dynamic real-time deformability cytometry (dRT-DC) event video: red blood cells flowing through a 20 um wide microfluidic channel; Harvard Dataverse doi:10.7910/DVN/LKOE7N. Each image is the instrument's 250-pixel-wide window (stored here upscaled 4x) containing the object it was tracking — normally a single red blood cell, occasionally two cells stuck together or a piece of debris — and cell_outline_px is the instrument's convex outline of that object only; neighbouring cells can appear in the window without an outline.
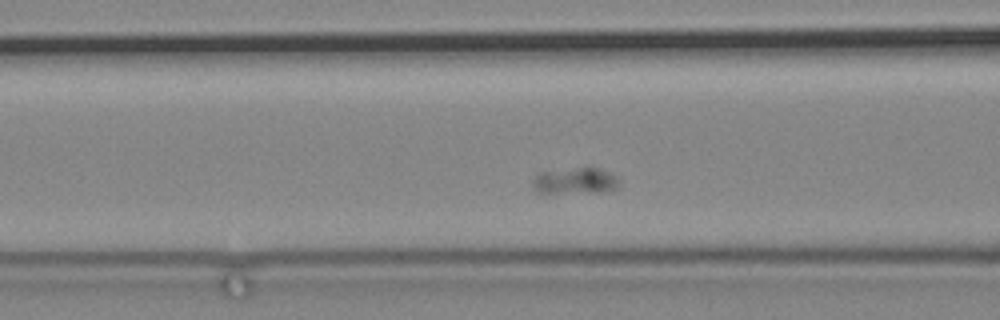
{"species": "common noctule bat (a hibernating species)", "species_latin": "Nyctalus noctula", "temperature_condition": "cold", "stored_images_in_passage": 52, "camera_frame_rate_fps": 3000, "um_per_image_px": 0.085, "animal": {"sex": "male", "body_mass_g": 19.2, "forearm_length_mm": 51.8}, "frame": {"image": 1, "passage_image": 8, "time_ms": 2.333, "image_size_px": [1000, 320], "cell_outline_px": [[620, 188], [600, 192], [536, 192], [532, 188], [532, 180], [540, 172], [580, 168], [596, 168], [608, 172], [616, 176], [620, 180]], "centroid_in_image_um": [48.92, 15.38], "position_along_channel_um": 117.7, "area_um2": 13.06}}
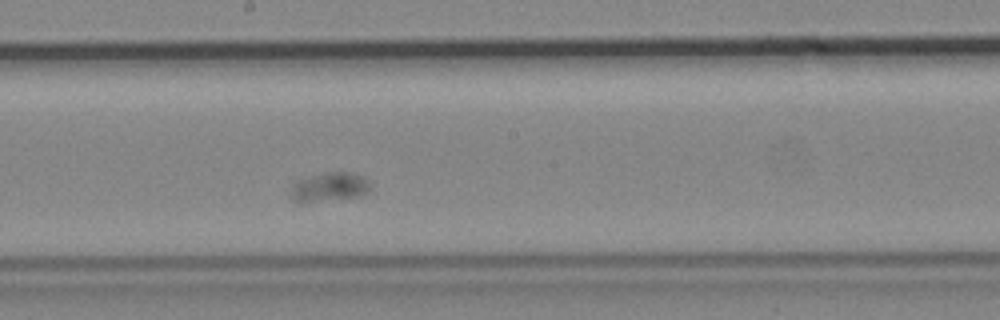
{"frame": {"image": 2, "passage_image": 19, "time_ms": 6.0, "image_size_px": [1000, 320], "cell_outline_px": [[368, 192], [360, 196], [300, 204], [292, 200], [288, 192], [300, 180], [312, 176], [328, 172], [348, 172], [364, 176], [368, 180]], "centroid_in_image_um": [27.97, 15.93], "position_along_channel_um": 220.2, "area_um2": 13.47}}
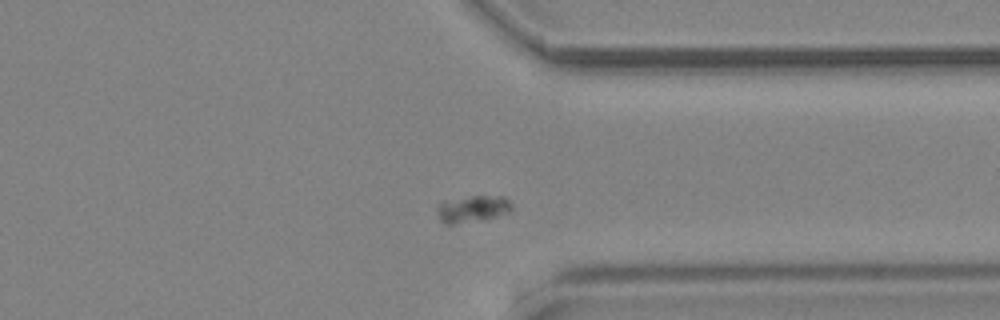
{"frame": {"image": 3, "passage_image": 35, "time_ms": 11.333, "image_size_px": [1000, 320], "cell_outline_px": [[512, 212], [484, 220], [456, 224], [444, 224], [440, 220], [440, 204], [472, 196], [504, 196], [512, 204]], "centroid_in_image_um": [40.3, 17.79], "position_along_channel_um": 371.1, "area_um2": 11.33}}